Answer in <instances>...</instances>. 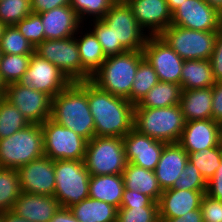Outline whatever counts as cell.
I'll return each instance as SVG.
<instances>
[{
  "mask_svg": "<svg viewBox=\"0 0 222 222\" xmlns=\"http://www.w3.org/2000/svg\"><path fill=\"white\" fill-rule=\"evenodd\" d=\"M137 206H158V203L141 192L124 189L120 208H133Z\"/></svg>",
  "mask_w": 222,
  "mask_h": 222,
  "instance_id": "cell-44",
  "label": "cell"
},
{
  "mask_svg": "<svg viewBox=\"0 0 222 222\" xmlns=\"http://www.w3.org/2000/svg\"><path fill=\"white\" fill-rule=\"evenodd\" d=\"M18 83L24 87H33L53 98L71 81L57 66L34 53L31 55L28 70Z\"/></svg>",
  "mask_w": 222,
  "mask_h": 222,
  "instance_id": "cell-14",
  "label": "cell"
},
{
  "mask_svg": "<svg viewBox=\"0 0 222 222\" xmlns=\"http://www.w3.org/2000/svg\"><path fill=\"white\" fill-rule=\"evenodd\" d=\"M21 192L53 196L55 191L54 161L47 156L17 169Z\"/></svg>",
  "mask_w": 222,
  "mask_h": 222,
  "instance_id": "cell-16",
  "label": "cell"
},
{
  "mask_svg": "<svg viewBox=\"0 0 222 222\" xmlns=\"http://www.w3.org/2000/svg\"><path fill=\"white\" fill-rule=\"evenodd\" d=\"M0 222H2V213H0Z\"/></svg>",
  "mask_w": 222,
  "mask_h": 222,
  "instance_id": "cell-58",
  "label": "cell"
},
{
  "mask_svg": "<svg viewBox=\"0 0 222 222\" xmlns=\"http://www.w3.org/2000/svg\"><path fill=\"white\" fill-rule=\"evenodd\" d=\"M71 0H31L33 13L39 14L60 6L70 5Z\"/></svg>",
  "mask_w": 222,
  "mask_h": 222,
  "instance_id": "cell-48",
  "label": "cell"
},
{
  "mask_svg": "<svg viewBox=\"0 0 222 222\" xmlns=\"http://www.w3.org/2000/svg\"><path fill=\"white\" fill-rule=\"evenodd\" d=\"M159 82L154 68L144 58L137 69L130 93V102L135 106L148 91Z\"/></svg>",
  "mask_w": 222,
  "mask_h": 222,
  "instance_id": "cell-34",
  "label": "cell"
},
{
  "mask_svg": "<svg viewBox=\"0 0 222 222\" xmlns=\"http://www.w3.org/2000/svg\"><path fill=\"white\" fill-rule=\"evenodd\" d=\"M122 175L125 189L141 192L158 203L163 191L154 171L127 162Z\"/></svg>",
  "mask_w": 222,
  "mask_h": 222,
  "instance_id": "cell-27",
  "label": "cell"
},
{
  "mask_svg": "<svg viewBox=\"0 0 222 222\" xmlns=\"http://www.w3.org/2000/svg\"><path fill=\"white\" fill-rule=\"evenodd\" d=\"M127 4L148 36H159L171 24L172 13L166 0H127Z\"/></svg>",
  "mask_w": 222,
  "mask_h": 222,
  "instance_id": "cell-18",
  "label": "cell"
},
{
  "mask_svg": "<svg viewBox=\"0 0 222 222\" xmlns=\"http://www.w3.org/2000/svg\"><path fill=\"white\" fill-rule=\"evenodd\" d=\"M44 155L51 160H84L87 140L51 118L41 124Z\"/></svg>",
  "mask_w": 222,
  "mask_h": 222,
  "instance_id": "cell-9",
  "label": "cell"
},
{
  "mask_svg": "<svg viewBox=\"0 0 222 222\" xmlns=\"http://www.w3.org/2000/svg\"><path fill=\"white\" fill-rule=\"evenodd\" d=\"M29 121L42 124L51 117L52 97L33 87H24L18 82L6 85L4 96Z\"/></svg>",
  "mask_w": 222,
  "mask_h": 222,
  "instance_id": "cell-13",
  "label": "cell"
},
{
  "mask_svg": "<svg viewBox=\"0 0 222 222\" xmlns=\"http://www.w3.org/2000/svg\"><path fill=\"white\" fill-rule=\"evenodd\" d=\"M113 4V0H71L70 2V6L75 10L82 23L84 20L87 21L86 19H102Z\"/></svg>",
  "mask_w": 222,
  "mask_h": 222,
  "instance_id": "cell-38",
  "label": "cell"
},
{
  "mask_svg": "<svg viewBox=\"0 0 222 222\" xmlns=\"http://www.w3.org/2000/svg\"><path fill=\"white\" fill-rule=\"evenodd\" d=\"M166 222H203L201 207L198 209L189 211L188 213H185L182 216H179L176 218H169L166 220Z\"/></svg>",
  "mask_w": 222,
  "mask_h": 222,
  "instance_id": "cell-49",
  "label": "cell"
},
{
  "mask_svg": "<svg viewBox=\"0 0 222 222\" xmlns=\"http://www.w3.org/2000/svg\"><path fill=\"white\" fill-rule=\"evenodd\" d=\"M114 3L127 2V0H113Z\"/></svg>",
  "mask_w": 222,
  "mask_h": 222,
  "instance_id": "cell-57",
  "label": "cell"
},
{
  "mask_svg": "<svg viewBox=\"0 0 222 222\" xmlns=\"http://www.w3.org/2000/svg\"><path fill=\"white\" fill-rule=\"evenodd\" d=\"M171 188L181 190H207V182L198 168L188 160L179 178Z\"/></svg>",
  "mask_w": 222,
  "mask_h": 222,
  "instance_id": "cell-40",
  "label": "cell"
},
{
  "mask_svg": "<svg viewBox=\"0 0 222 222\" xmlns=\"http://www.w3.org/2000/svg\"><path fill=\"white\" fill-rule=\"evenodd\" d=\"M180 105L165 108L134 107L133 128L165 143H178L185 127Z\"/></svg>",
  "mask_w": 222,
  "mask_h": 222,
  "instance_id": "cell-4",
  "label": "cell"
},
{
  "mask_svg": "<svg viewBox=\"0 0 222 222\" xmlns=\"http://www.w3.org/2000/svg\"><path fill=\"white\" fill-rule=\"evenodd\" d=\"M185 0H166L168 8L173 13Z\"/></svg>",
  "mask_w": 222,
  "mask_h": 222,
  "instance_id": "cell-52",
  "label": "cell"
},
{
  "mask_svg": "<svg viewBox=\"0 0 222 222\" xmlns=\"http://www.w3.org/2000/svg\"><path fill=\"white\" fill-rule=\"evenodd\" d=\"M50 118L90 141L95 136V123L87 99V81L71 82L53 97Z\"/></svg>",
  "mask_w": 222,
  "mask_h": 222,
  "instance_id": "cell-2",
  "label": "cell"
},
{
  "mask_svg": "<svg viewBox=\"0 0 222 222\" xmlns=\"http://www.w3.org/2000/svg\"><path fill=\"white\" fill-rule=\"evenodd\" d=\"M15 26L34 47L45 40L43 24L39 14L31 13Z\"/></svg>",
  "mask_w": 222,
  "mask_h": 222,
  "instance_id": "cell-41",
  "label": "cell"
},
{
  "mask_svg": "<svg viewBox=\"0 0 222 222\" xmlns=\"http://www.w3.org/2000/svg\"><path fill=\"white\" fill-rule=\"evenodd\" d=\"M20 194L17 169L0 167V213L11 211Z\"/></svg>",
  "mask_w": 222,
  "mask_h": 222,
  "instance_id": "cell-31",
  "label": "cell"
},
{
  "mask_svg": "<svg viewBox=\"0 0 222 222\" xmlns=\"http://www.w3.org/2000/svg\"><path fill=\"white\" fill-rule=\"evenodd\" d=\"M29 121L5 97H0V139L26 128Z\"/></svg>",
  "mask_w": 222,
  "mask_h": 222,
  "instance_id": "cell-32",
  "label": "cell"
},
{
  "mask_svg": "<svg viewBox=\"0 0 222 222\" xmlns=\"http://www.w3.org/2000/svg\"><path fill=\"white\" fill-rule=\"evenodd\" d=\"M31 55L2 54L0 77L5 85L18 82L28 70Z\"/></svg>",
  "mask_w": 222,
  "mask_h": 222,
  "instance_id": "cell-35",
  "label": "cell"
},
{
  "mask_svg": "<svg viewBox=\"0 0 222 222\" xmlns=\"http://www.w3.org/2000/svg\"><path fill=\"white\" fill-rule=\"evenodd\" d=\"M178 143L187 153L219 146V122L213 119L186 122Z\"/></svg>",
  "mask_w": 222,
  "mask_h": 222,
  "instance_id": "cell-20",
  "label": "cell"
},
{
  "mask_svg": "<svg viewBox=\"0 0 222 222\" xmlns=\"http://www.w3.org/2000/svg\"><path fill=\"white\" fill-rule=\"evenodd\" d=\"M2 54L32 55L35 47L16 28L6 26L0 39Z\"/></svg>",
  "mask_w": 222,
  "mask_h": 222,
  "instance_id": "cell-36",
  "label": "cell"
},
{
  "mask_svg": "<svg viewBox=\"0 0 222 222\" xmlns=\"http://www.w3.org/2000/svg\"><path fill=\"white\" fill-rule=\"evenodd\" d=\"M212 119L222 122V81L212 86Z\"/></svg>",
  "mask_w": 222,
  "mask_h": 222,
  "instance_id": "cell-46",
  "label": "cell"
},
{
  "mask_svg": "<svg viewBox=\"0 0 222 222\" xmlns=\"http://www.w3.org/2000/svg\"><path fill=\"white\" fill-rule=\"evenodd\" d=\"M207 190H163L158 201L159 219L166 221L189 211L200 208L201 200Z\"/></svg>",
  "mask_w": 222,
  "mask_h": 222,
  "instance_id": "cell-21",
  "label": "cell"
},
{
  "mask_svg": "<svg viewBox=\"0 0 222 222\" xmlns=\"http://www.w3.org/2000/svg\"><path fill=\"white\" fill-rule=\"evenodd\" d=\"M83 27L82 25L81 29L79 28L80 35L77 37L75 35V38L83 67V81H90V78L100 69L107 57L93 31L90 28L87 31L85 28V32Z\"/></svg>",
  "mask_w": 222,
  "mask_h": 222,
  "instance_id": "cell-24",
  "label": "cell"
},
{
  "mask_svg": "<svg viewBox=\"0 0 222 222\" xmlns=\"http://www.w3.org/2000/svg\"><path fill=\"white\" fill-rule=\"evenodd\" d=\"M91 21H93V23L91 22L90 25L93 27L90 29L96 35L106 57L127 51L123 46H114V36L111 27H109L102 19Z\"/></svg>",
  "mask_w": 222,
  "mask_h": 222,
  "instance_id": "cell-42",
  "label": "cell"
},
{
  "mask_svg": "<svg viewBox=\"0 0 222 222\" xmlns=\"http://www.w3.org/2000/svg\"><path fill=\"white\" fill-rule=\"evenodd\" d=\"M31 13H33L31 0L0 1V22L5 26L16 25Z\"/></svg>",
  "mask_w": 222,
  "mask_h": 222,
  "instance_id": "cell-37",
  "label": "cell"
},
{
  "mask_svg": "<svg viewBox=\"0 0 222 222\" xmlns=\"http://www.w3.org/2000/svg\"><path fill=\"white\" fill-rule=\"evenodd\" d=\"M125 189L122 174L117 175H90L89 197L104 201L115 206H121L123 192Z\"/></svg>",
  "mask_w": 222,
  "mask_h": 222,
  "instance_id": "cell-26",
  "label": "cell"
},
{
  "mask_svg": "<svg viewBox=\"0 0 222 222\" xmlns=\"http://www.w3.org/2000/svg\"><path fill=\"white\" fill-rule=\"evenodd\" d=\"M218 31H199L170 24L160 36L183 60L210 59Z\"/></svg>",
  "mask_w": 222,
  "mask_h": 222,
  "instance_id": "cell-8",
  "label": "cell"
},
{
  "mask_svg": "<svg viewBox=\"0 0 222 222\" xmlns=\"http://www.w3.org/2000/svg\"><path fill=\"white\" fill-rule=\"evenodd\" d=\"M43 156V130L40 124H29L0 139V167L18 169Z\"/></svg>",
  "mask_w": 222,
  "mask_h": 222,
  "instance_id": "cell-5",
  "label": "cell"
},
{
  "mask_svg": "<svg viewBox=\"0 0 222 222\" xmlns=\"http://www.w3.org/2000/svg\"><path fill=\"white\" fill-rule=\"evenodd\" d=\"M2 222H30V221L15 215L11 211H8L2 213Z\"/></svg>",
  "mask_w": 222,
  "mask_h": 222,
  "instance_id": "cell-51",
  "label": "cell"
},
{
  "mask_svg": "<svg viewBox=\"0 0 222 222\" xmlns=\"http://www.w3.org/2000/svg\"><path fill=\"white\" fill-rule=\"evenodd\" d=\"M5 27L6 26L3 23L0 22V39H1V36L3 34V31H4Z\"/></svg>",
  "mask_w": 222,
  "mask_h": 222,
  "instance_id": "cell-56",
  "label": "cell"
},
{
  "mask_svg": "<svg viewBox=\"0 0 222 222\" xmlns=\"http://www.w3.org/2000/svg\"><path fill=\"white\" fill-rule=\"evenodd\" d=\"M55 191L53 197L61 207L70 208L89 197L90 173L84 160L54 161Z\"/></svg>",
  "mask_w": 222,
  "mask_h": 222,
  "instance_id": "cell-6",
  "label": "cell"
},
{
  "mask_svg": "<svg viewBox=\"0 0 222 222\" xmlns=\"http://www.w3.org/2000/svg\"><path fill=\"white\" fill-rule=\"evenodd\" d=\"M102 20L111 27L114 46L127 51L143 50L148 34L140 27L127 2L114 3Z\"/></svg>",
  "mask_w": 222,
  "mask_h": 222,
  "instance_id": "cell-10",
  "label": "cell"
},
{
  "mask_svg": "<svg viewBox=\"0 0 222 222\" xmlns=\"http://www.w3.org/2000/svg\"><path fill=\"white\" fill-rule=\"evenodd\" d=\"M5 92H6V85H5V83L2 81V79L0 77V97H4L5 96Z\"/></svg>",
  "mask_w": 222,
  "mask_h": 222,
  "instance_id": "cell-54",
  "label": "cell"
},
{
  "mask_svg": "<svg viewBox=\"0 0 222 222\" xmlns=\"http://www.w3.org/2000/svg\"><path fill=\"white\" fill-rule=\"evenodd\" d=\"M48 222H79L69 208L60 207Z\"/></svg>",
  "mask_w": 222,
  "mask_h": 222,
  "instance_id": "cell-50",
  "label": "cell"
},
{
  "mask_svg": "<svg viewBox=\"0 0 222 222\" xmlns=\"http://www.w3.org/2000/svg\"><path fill=\"white\" fill-rule=\"evenodd\" d=\"M179 105L186 122L212 119V87L182 89Z\"/></svg>",
  "mask_w": 222,
  "mask_h": 222,
  "instance_id": "cell-25",
  "label": "cell"
},
{
  "mask_svg": "<svg viewBox=\"0 0 222 222\" xmlns=\"http://www.w3.org/2000/svg\"><path fill=\"white\" fill-rule=\"evenodd\" d=\"M188 161V153L179 143H167L154 170L160 188L169 189L179 178Z\"/></svg>",
  "mask_w": 222,
  "mask_h": 222,
  "instance_id": "cell-23",
  "label": "cell"
},
{
  "mask_svg": "<svg viewBox=\"0 0 222 222\" xmlns=\"http://www.w3.org/2000/svg\"><path fill=\"white\" fill-rule=\"evenodd\" d=\"M188 160L198 168L205 181L208 182L221 164L222 145L190 152Z\"/></svg>",
  "mask_w": 222,
  "mask_h": 222,
  "instance_id": "cell-33",
  "label": "cell"
},
{
  "mask_svg": "<svg viewBox=\"0 0 222 222\" xmlns=\"http://www.w3.org/2000/svg\"><path fill=\"white\" fill-rule=\"evenodd\" d=\"M126 163L123 138L94 136L87 142L84 164L90 175L123 174Z\"/></svg>",
  "mask_w": 222,
  "mask_h": 222,
  "instance_id": "cell-7",
  "label": "cell"
},
{
  "mask_svg": "<svg viewBox=\"0 0 222 222\" xmlns=\"http://www.w3.org/2000/svg\"><path fill=\"white\" fill-rule=\"evenodd\" d=\"M41 16L45 40L65 39L78 35L82 22L70 6H60L39 13Z\"/></svg>",
  "mask_w": 222,
  "mask_h": 222,
  "instance_id": "cell-19",
  "label": "cell"
},
{
  "mask_svg": "<svg viewBox=\"0 0 222 222\" xmlns=\"http://www.w3.org/2000/svg\"><path fill=\"white\" fill-rule=\"evenodd\" d=\"M35 54L57 66L71 82L83 81V67L75 36L44 40L35 47Z\"/></svg>",
  "mask_w": 222,
  "mask_h": 222,
  "instance_id": "cell-11",
  "label": "cell"
},
{
  "mask_svg": "<svg viewBox=\"0 0 222 222\" xmlns=\"http://www.w3.org/2000/svg\"><path fill=\"white\" fill-rule=\"evenodd\" d=\"M181 93V85L159 81L134 107L165 108L178 105Z\"/></svg>",
  "mask_w": 222,
  "mask_h": 222,
  "instance_id": "cell-30",
  "label": "cell"
},
{
  "mask_svg": "<svg viewBox=\"0 0 222 222\" xmlns=\"http://www.w3.org/2000/svg\"><path fill=\"white\" fill-rule=\"evenodd\" d=\"M144 59L142 50L125 51L109 56L90 82L102 91L130 102V93L139 63Z\"/></svg>",
  "mask_w": 222,
  "mask_h": 222,
  "instance_id": "cell-3",
  "label": "cell"
},
{
  "mask_svg": "<svg viewBox=\"0 0 222 222\" xmlns=\"http://www.w3.org/2000/svg\"><path fill=\"white\" fill-rule=\"evenodd\" d=\"M60 207L53 196L21 192L11 212L30 222H48Z\"/></svg>",
  "mask_w": 222,
  "mask_h": 222,
  "instance_id": "cell-22",
  "label": "cell"
},
{
  "mask_svg": "<svg viewBox=\"0 0 222 222\" xmlns=\"http://www.w3.org/2000/svg\"><path fill=\"white\" fill-rule=\"evenodd\" d=\"M144 58L154 68L159 81L180 85L184 60L159 36H148L143 47Z\"/></svg>",
  "mask_w": 222,
  "mask_h": 222,
  "instance_id": "cell-12",
  "label": "cell"
},
{
  "mask_svg": "<svg viewBox=\"0 0 222 222\" xmlns=\"http://www.w3.org/2000/svg\"><path fill=\"white\" fill-rule=\"evenodd\" d=\"M158 206H137L117 209L116 222H157Z\"/></svg>",
  "mask_w": 222,
  "mask_h": 222,
  "instance_id": "cell-39",
  "label": "cell"
},
{
  "mask_svg": "<svg viewBox=\"0 0 222 222\" xmlns=\"http://www.w3.org/2000/svg\"><path fill=\"white\" fill-rule=\"evenodd\" d=\"M125 158L128 163L154 171L160 160L165 142L155 140L132 128L123 137Z\"/></svg>",
  "mask_w": 222,
  "mask_h": 222,
  "instance_id": "cell-17",
  "label": "cell"
},
{
  "mask_svg": "<svg viewBox=\"0 0 222 222\" xmlns=\"http://www.w3.org/2000/svg\"><path fill=\"white\" fill-rule=\"evenodd\" d=\"M157 222H166V221H163V220L159 219Z\"/></svg>",
  "mask_w": 222,
  "mask_h": 222,
  "instance_id": "cell-59",
  "label": "cell"
},
{
  "mask_svg": "<svg viewBox=\"0 0 222 222\" xmlns=\"http://www.w3.org/2000/svg\"><path fill=\"white\" fill-rule=\"evenodd\" d=\"M216 83L211 62L206 60H184L180 85L182 89L191 90L212 87Z\"/></svg>",
  "mask_w": 222,
  "mask_h": 222,
  "instance_id": "cell-28",
  "label": "cell"
},
{
  "mask_svg": "<svg viewBox=\"0 0 222 222\" xmlns=\"http://www.w3.org/2000/svg\"><path fill=\"white\" fill-rule=\"evenodd\" d=\"M87 99L95 136L123 138L133 128L134 105L127 99L102 91L90 81H87Z\"/></svg>",
  "mask_w": 222,
  "mask_h": 222,
  "instance_id": "cell-1",
  "label": "cell"
},
{
  "mask_svg": "<svg viewBox=\"0 0 222 222\" xmlns=\"http://www.w3.org/2000/svg\"><path fill=\"white\" fill-rule=\"evenodd\" d=\"M69 209L79 222H116L115 206L90 197Z\"/></svg>",
  "mask_w": 222,
  "mask_h": 222,
  "instance_id": "cell-29",
  "label": "cell"
},
{
  "mask_svg": "<svg viewBox=\"0 0 222 222\" xmlns=\"http://www.w3.org/2000/svg\"><path fill=\"white\" fill-rule=\"evenodd\" d=\"M206 194L222 201V160L215 175L207 182Z\"/></svg>",
  "mask_w": 222,
  "mask_h": 222,
  "instance_id": "cell-47",
  "label": "cell"
},
{
  "mask_svg": "<svg viewBox=\"0 0 222 222\" xmlns=\"http://www.w3.org/2000/svg\"><path fill=\"white\" fill-rule=\"evenodd\" d=\"M172 25L199 31H219L222 14L205 0H185L173 13Z\"/></svg>",
  "mask_w": 222,
  "mask_h": 222,
  "instance_id": "cell-15",
  "label": "cell"
},
{
  "mask_svg": "<svg viewBox=\"0 0 222 222\" xmlns=\"http://www.w3.org/2000/svg\"><path fill=\"white\" fill-rule=\"evenodd\" d=\"M209 60L214 79L216 82L222 81V28L217 32L215 47Z\"/></svg>",
  "mask_w": 222,
  "mask_h": 222,
  "instance_id": "cell-45",
  "label": "cell"
},
{
  "mask_svg": "<svg viewBox=\"0 0 222 222\" xmlns=\"http://www.w3.org/2000/svg\"><path fill=\"white\" fill-rule=\"evenodd\" d=\"M210 6L216 8L222 14V0H205Z\"/></svg>",
  "mask_w": 222,
  "mask_h": 222,
  "instance_id": "cell-53",
  "label": "cell"
},
{
  "mask_svg": "<svg viewBox=\"0 0 222 222\" xmlns=\"http://www.w3.org/2000/svg\"><path fill=\"white\" fill-rule=\"evenodd\" d=\"M200 207L203 222H222V201L205 193Z\"/></svg>",
  "mask_w": 222,
  "mask_h": 222,
  "instance_id": "cell-43",
  "label": "cell"
},
{
  "mask_svg": "<svg viewBox=\"0 0 222 222\" xmlns=\"http://www.w3.org/2000/svg\"><path fill=\"white\" fill-rule=\"evenodd\" d=\"M220 144L222 145V122L219 123Z\"/></svg>",
  "mask_w": 222,
  "mask_h": 222,
  "instance_id": "cell-55",
  "label": "cell"
}]
</instances>
